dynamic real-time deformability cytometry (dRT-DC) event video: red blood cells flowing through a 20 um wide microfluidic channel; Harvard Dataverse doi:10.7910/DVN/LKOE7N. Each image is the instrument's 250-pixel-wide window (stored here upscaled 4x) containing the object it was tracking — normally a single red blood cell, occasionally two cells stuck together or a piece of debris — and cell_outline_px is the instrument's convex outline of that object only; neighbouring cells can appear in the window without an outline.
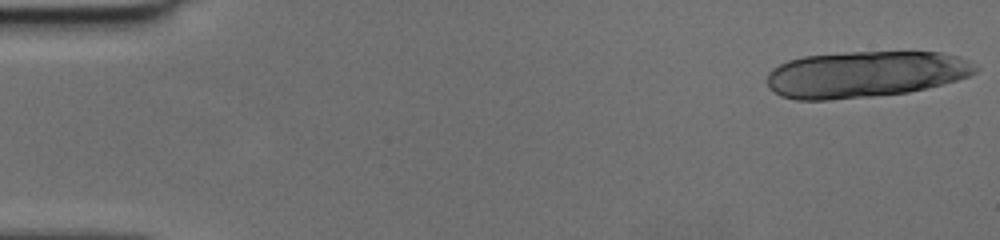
{"species": "human", "species_latin": "Homo sapiens", "temperature_condition": "cold", "stored_images_in_passage": 12, "camera_frame_rate_fps": 3000, "um_per_image_px": 0.085, "donor": {"sex": "female"}, "frame": {"image": 1, "passage_image": 1, "time_ms": 0.0, "image_size_px": [1000, 240], "cell_outline_px": [[980, 68], [976, 72], [968, 76], [956, 80], [908, 92], [872, 96], [828, 100], [796, 100], [780, 96], [768, 88], [768, 72], [772, 68], [788, 60], [804, 56], [852, 52], [940, 52], [960, 56]], "centroid_in_image_um": [73.51, 6.31], "position_along_channel_um": 11.5, "area_um2": 56.24}}